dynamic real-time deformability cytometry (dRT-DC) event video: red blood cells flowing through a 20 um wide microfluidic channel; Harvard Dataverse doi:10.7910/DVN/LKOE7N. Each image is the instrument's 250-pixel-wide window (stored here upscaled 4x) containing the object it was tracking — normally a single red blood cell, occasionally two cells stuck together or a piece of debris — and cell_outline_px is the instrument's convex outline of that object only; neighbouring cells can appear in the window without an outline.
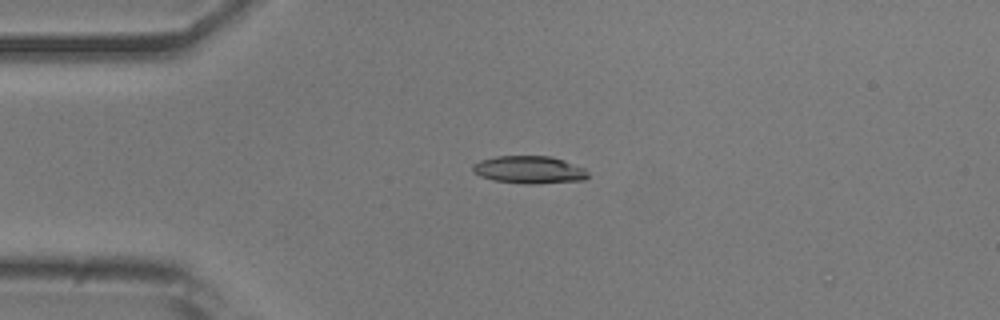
{"species": "common noctule bat (a hibernating species)", "species_latin": "Nyctalus noctula", "temperature_condition": "room temperature", "stored_images_in_passage": 37, "camera_frame_rate_fps": 3000, "um_per_image_px": 0.085, "animal": {"sex": "male", "body_mass_g": 20.5, "forearm_length_mm": 52.5}, "frame": {"image": 1, "passage_image": 1, "time_ms": 0.0, "image_size_px": [1000, 320], "cell_outline_px": [[588, 176], [584, 180], [536, 184], [524, 184], [492, 180], [480, 176], [472, 172], [472, 164], [480, 160], [496, 156], [552, 156], [564, 160], [584, 168], [588, 172]], "centroid_in_image_um": [44.96, 14.43], "position_along_channel_um": 40.0, "area_um2": 18.73}}
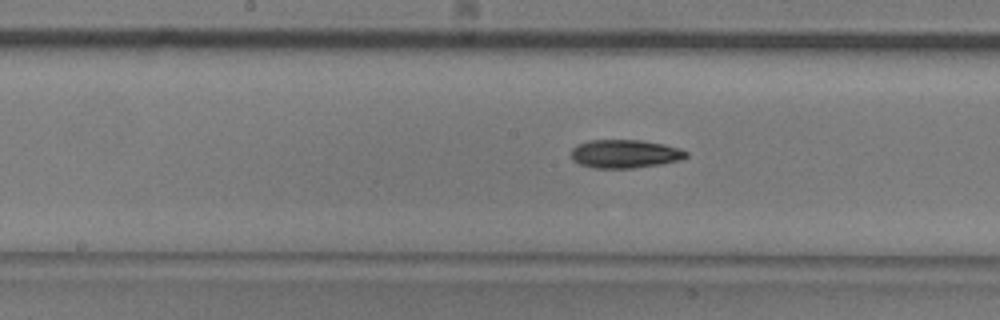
{"frame": {"image": 2, "passage_image": 15, "time_ms": 4.667, "image_size_px": [1000, 320], "cell_outline_px": [[688, 156], [684, 160], [660, 164], [632, 168], [592, 168], [580, 164], [572, 160], [572, 148], [576, 144], [588, 140], [640, 140], [664, 144], [688, 152]], "centroid_in_image_um": [53.11, 13.08], "position_along_channel_um": 195.1, "area_um2": 19.13}}
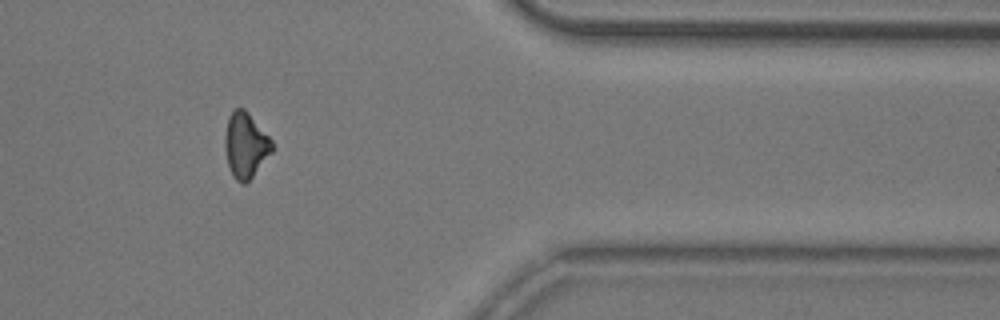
{"frame": {"image": 3, "passage_image": 32, "time_ms": 10.333, "image_size_px": [1000, 320], "cell_outline_px": [[272, 152], [252, 176], [244, 184], [236, 180], [232, 176], [228, 164], [224, 148], [224, 136], [228, 116], [236, 108], [244, 108], [248, 112], [272, 140]], "centroid_in_image_um": [20.85, 12.33], "position_along_channel_um": 390.6, "area_um2": 17.8}}